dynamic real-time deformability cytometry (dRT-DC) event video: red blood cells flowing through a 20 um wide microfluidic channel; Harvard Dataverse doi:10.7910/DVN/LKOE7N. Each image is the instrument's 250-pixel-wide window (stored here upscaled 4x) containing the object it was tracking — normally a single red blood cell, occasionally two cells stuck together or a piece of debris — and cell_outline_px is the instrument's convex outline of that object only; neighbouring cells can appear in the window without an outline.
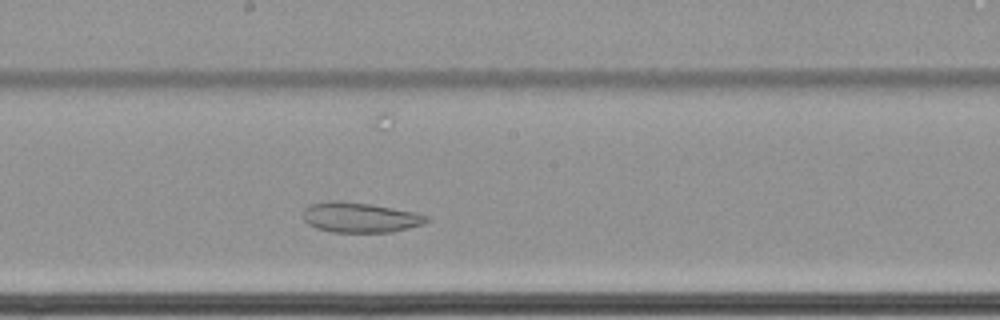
{"species": "common noctule bat (a hibernating species)", "species_latin": "Nyctalus noctula", "temperature_condition": "cold", "stored_images_in_passage": 42, "camera_frame_rate_fps": 3000, "um_per_image_px": 0.085, "animal": {"sex": "female", "body_mass_g": 22.7, "forearm_length_mm": 54.2}, "frame": {"image": 1, "passage_image": 23, "time_ms": 7.333, "image_size_px": [1000, 320], "cell_outline_px": [[428, 220], [424, 224], [392, 232], [332, 232], [316, 228], [308, 224], [304, 220], [304, 208], [308, 204], [372, 204], [416, 212], [428, 216]], "centroid_in_image_um": [30.68, 18.53], "position_along_channel_um": 217.5, "area_um2": 20.81}}
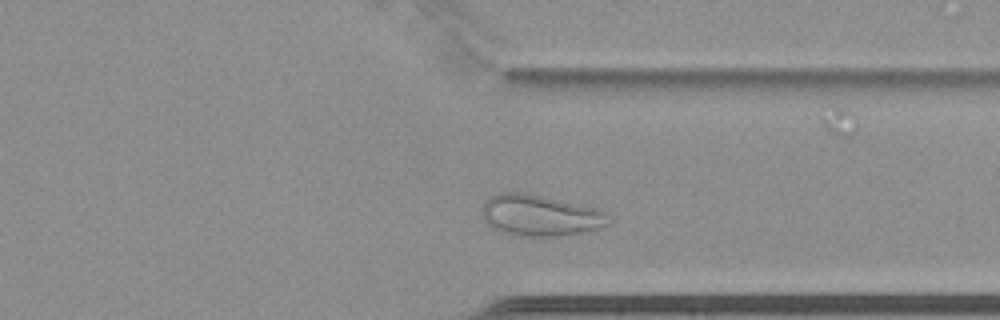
{"frame": {"image": 2, "passage_image": 36, "time_ms": 11.667, "image_size_px": [1000, 320], "cell_outline_px": [[608, 224], [588, 232], [564, 236], [524, 236], [500, 232], [492, 228], [484, 220], [480, 208], [484, 200], [488, 196], [496, 192], [528, 192], [596, 208], [608, 212]], "centroid_in_image_um": [45.86, 18.29], "position_along_channel_um": 365.5, "area_um2": 31.04}}
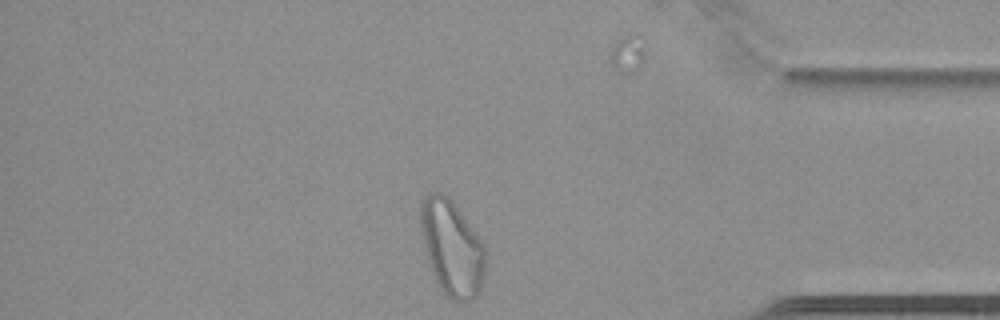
{"frame": {"image": 3, "passage_image": 41, "time_ms": 13.333, "image_size_px": [1000, 320], "cell_outline_px": [[484, 276], [480, 288], [476, 296], [472, 300], [452, 300], [444, 296], [440, 292], [432, 276], [420, 232], [420, 200], [432, 192], [440, 192], [448, 196], [452, 200], [484, 244]], "centroid_in_image_um": [38.36, 21.08], "position_along_channel_um": 396.8, "area_um2": 36.36}, "authors_computed_cell_mechanics": {"area_um2": 25.8366, "velocity_mm_per_s": 3.3854, "shape_relaxation_time_tau1_ms": null, "shape_relaxation_time_tau2_ms": 2.1236, "deformation_change_tau1": null, "deformation_change_tau2": 0.0632}}